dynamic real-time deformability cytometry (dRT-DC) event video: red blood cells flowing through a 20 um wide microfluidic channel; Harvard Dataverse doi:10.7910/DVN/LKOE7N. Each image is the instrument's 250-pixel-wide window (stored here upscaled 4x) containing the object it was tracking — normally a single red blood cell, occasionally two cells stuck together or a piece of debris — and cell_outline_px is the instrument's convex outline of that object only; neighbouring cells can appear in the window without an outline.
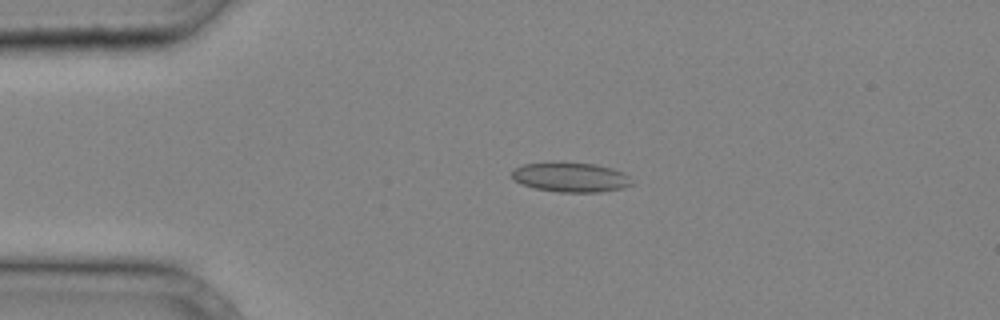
{"species": "common noctule bat (a hibernating species)", "species_latin": "Nyctalus noctula", "temperature_condition": "cold", "stored_images_in_passage": 38, "camera_frame_rate_fps": 3000, "um_per_image_px": 0.085, "animal": {"sex": "male", "body_mass_g": 20.4}, "frame": {"image": 1, "passage_image": 9, "time_ms": 2.667, "image_size_px": [1000, 320], "cell_outline_px": [[632, 184], [624, 188], [600, 192], [560, 192], [536, 188], [520, 184], [512, 180], [512, 172], [516, 168], [524, 164], [596, 164], [612, 168], [624, 172], [628, 176]], "centroid_in_image_um": [48.54, 15.1], "position_along_channel_um": 36.5, "area_um2": 20.17}}
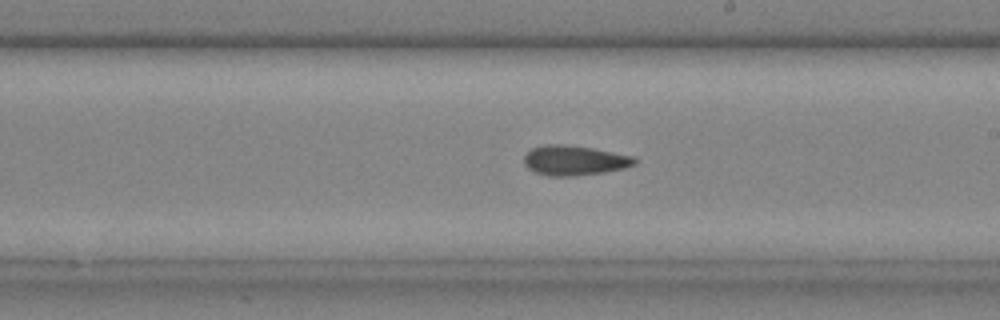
{"frame": {"image": 2, "passage_image": 23, "time_ms": 7.333, "image_size_px": [1000, 320], "cell_outline_px": [[640, 160], [636, 164], [624, 168], [604, 172], [572, 176], [548, 176], [536, 172], [528, 168], [524, 164], [524, 156], [532, 148], [548, 144], [564, 144], [592, 148], [636, 156]], "centroid_in_image_um": [48.87, 13.63], "position_along_channel_um": 240.1, "area_um2": 19.36}}
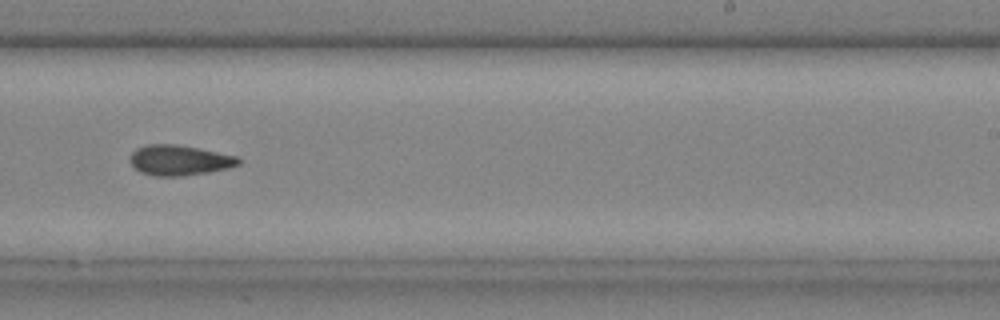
{"frame": {"image": 3, "passage_image": 25, "time_ms": 8.0, "image_size_px": [1000, 320], "cell_outline_px": [[244, 160], [240, 164], [228, 168], [208, 172], [180, 176], [152, 176], [140, 172], [128, 160], [132, 152], [136, 148], [148, 144], [172, 144], [196, 148], [240, 156]], "centroid_in_image_um": [15.27, 13.62], "position_along_channel_um": 273.7, "area_um2": 19.25}}